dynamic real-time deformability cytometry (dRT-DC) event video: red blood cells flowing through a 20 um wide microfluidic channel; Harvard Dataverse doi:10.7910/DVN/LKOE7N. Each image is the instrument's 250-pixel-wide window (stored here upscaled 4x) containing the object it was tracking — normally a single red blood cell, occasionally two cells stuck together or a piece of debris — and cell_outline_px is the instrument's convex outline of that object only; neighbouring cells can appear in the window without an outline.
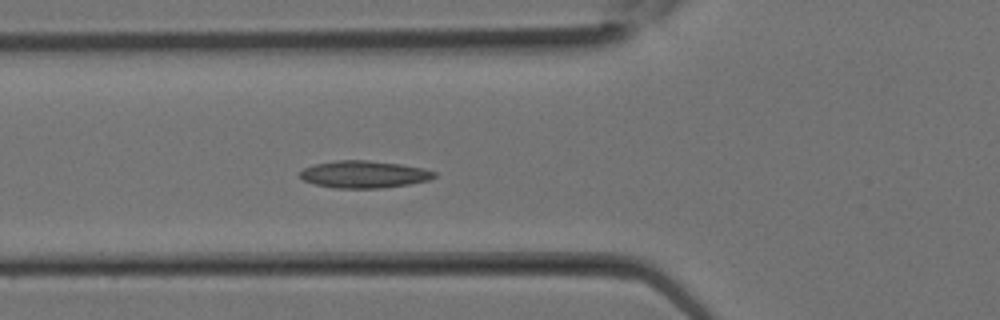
{"species": "Egyptian fruit bat (a non-hibernating species)", "species_latin": "Rousettus aegyptiacus", "temperature_condition": "room temperature", "stored_images_in_passage": 17, "camera_frame_rate_fps": 3000, "um_per_image_px": 0.085, "animal": {"sex": "female"}, "frame": {"image": 1, "passage_image": 10, "time_ms": 3.0, "image_size_px": [1000, 320], "cell_outline_px": [[436, 176], [428, 180], [408, 184], [380, 188], [336, 188], [312, 184], [304, 180], [300, 176], [300, 172], [304, 168], [316, 164], [336, 160], [368, 160], [400, 164], [424, 168], [436, 172]], "centroid_in_image_um": [30.94, 14.82], "position_along_channel_um": 94.9, "area_um2": 21.21}}
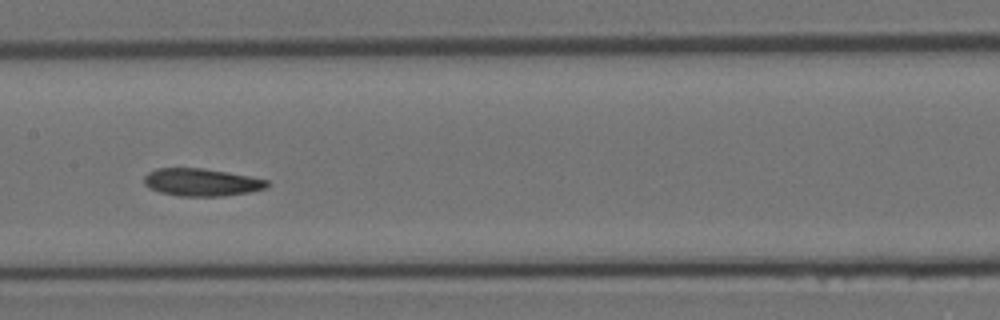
{"frame": {"image": 2, "passage_image": 14, "time_ms": 4.333, "image_size_px": [1000, 320], "cell_outline_px": [[268, 184], [264, 188], [248, 192], [224, 196], [180, 196], [160, 192], [148, 188], [144, 184], [144, 176], [148, 172], [156, 168], [204, 168], [228, 172], [268, 180]], "centroid_in_image_um": [17.07, 15.49], "position_along_channel_um": 190.3, "area_um2": 19.71}}
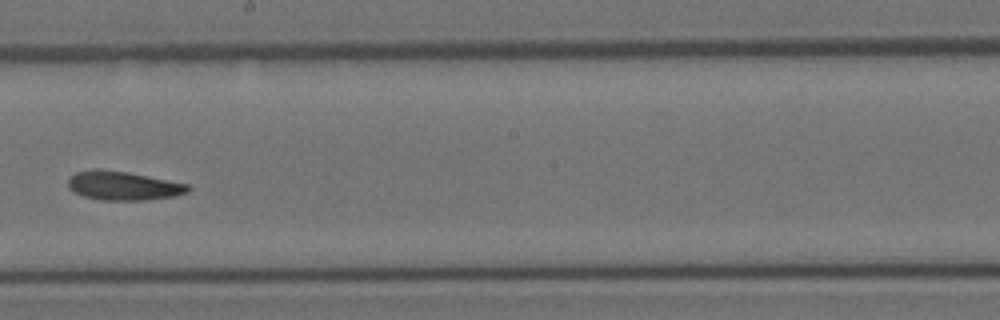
{"frame": {"image": 3, "passage_image": 16, "time_ms": 5.0, "image_size_px": [1000, 320], "cell_outline_px": [[192, 188], [188, 192], [172, 196], [144, 200], [104, 200], [84, 196], [72, 192], [68, 188], [68, 176], [76, 172], [92, 168], [100, 168], [128, 172], [188, 184]], "centroid_in_image_um": [10.41, 15.77], "position_along_channel_um": 237.8, "area_um2": 20.35}}